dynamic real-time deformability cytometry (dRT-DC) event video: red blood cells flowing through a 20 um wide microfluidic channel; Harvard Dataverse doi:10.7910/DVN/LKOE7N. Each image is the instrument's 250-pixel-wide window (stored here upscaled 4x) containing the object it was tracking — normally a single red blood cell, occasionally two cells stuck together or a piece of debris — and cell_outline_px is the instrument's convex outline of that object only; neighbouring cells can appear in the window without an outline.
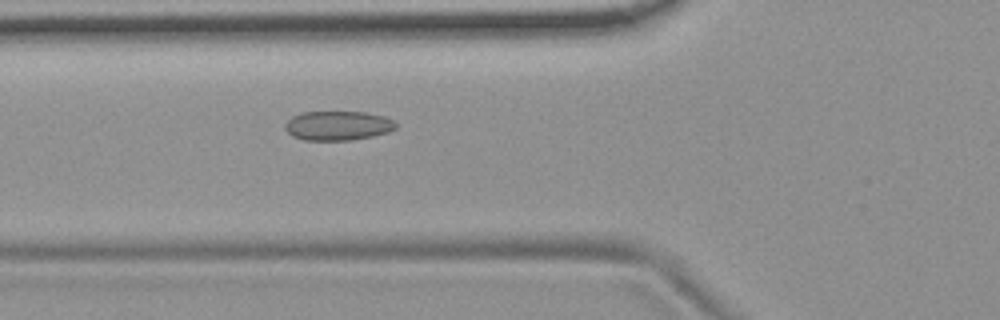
{"species": "common noctule bat (a hibernating species)", "species_latin": "Nyctalus noctula", "temperature_condition": "room temperature", "stored_images_in_passage": 6, "camera_frame_rate_fps": 3000, "um_per_image_px": 0.085, "animal": {"sex": "female", "body_mass_g": 19.9}, "frame": {"image": 1, "passage_image": 6, "time_ms": 5.667, "image_size_px": [1000, 320], "cell_outline_px": [[396, 128], [388, 132], [372, 136], [352, 140], [304, 140], [292, 136], [284, 128], [284, 124], [292, 116], [300, 112], [368, 112], [384, 116], [392, 120], [396, 124]], "centroid_in_image_um": [28.7, 10.68], "position_along_channel_um": 97.1, "area_um2": 19.02}}